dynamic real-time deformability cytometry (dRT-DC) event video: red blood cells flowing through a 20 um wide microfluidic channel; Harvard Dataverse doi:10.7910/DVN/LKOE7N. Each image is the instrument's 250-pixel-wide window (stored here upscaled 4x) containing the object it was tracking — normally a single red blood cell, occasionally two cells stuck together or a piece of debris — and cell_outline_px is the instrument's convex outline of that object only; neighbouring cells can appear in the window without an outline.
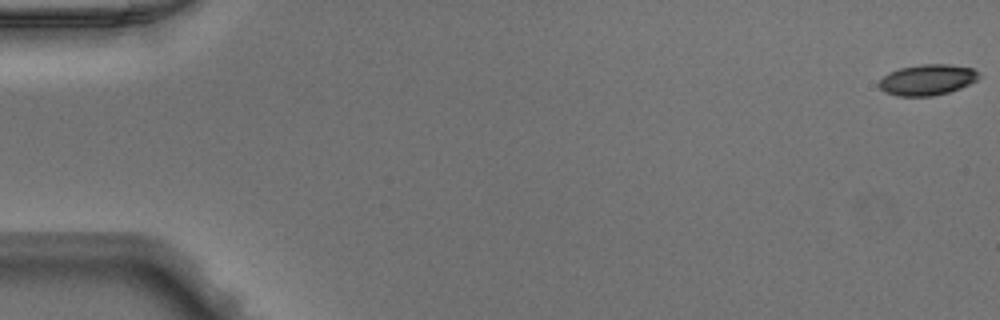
{"species": "Egyptian fruit bat (a non-hibernating species)", "species_latin": "Rousettus aegyptiacus", "temperature_condition": "warm", "stored_images_in_passage": 50, "camera_frame_rate_fps": 3000, "um_per_image_px": 0.085, "animal": {"sex": "male"}, "frame": {"image": 1, "passage_image": 1, "time_ms": 0.0, "image_size_px": [1000, 320], "cell_outline_px": [[980, 76], [976, 80], [960, 88], [948, 92], [932, 96], [896, 96], [884, 92], [880, 88], [880, 80], [888, 72], [900, 68], [920, 64], [948, 64], [972, 68], [980, 72]], "centroid_in_image_um": [78.82, 6.78], "position_along_channel_um": 6.2, "area_um2": 17.92}}
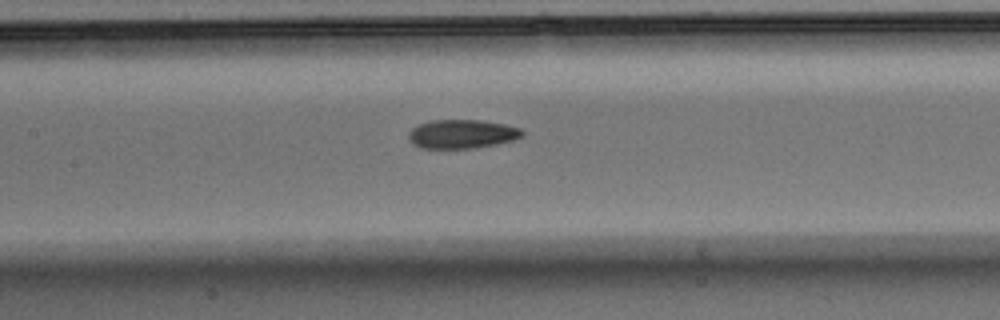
{"frame": {"image": 2, "passage_image": 24, "time_ms": 7.667, "image_size_px": [1000, 320], "cell_outline_px": [[524, 136], [512, 140], [496, 144], [476, 148], [420, 148], [412, 144], [408, 140], [408, 132], [416, 124], [432, 120], [480, 120], [504, 124], [520, 128], [524, 132]], "centroid_in_image_um": [39.23, 11.39], "position_along_channel_um": 168.2, "area_um2": 19.31}}
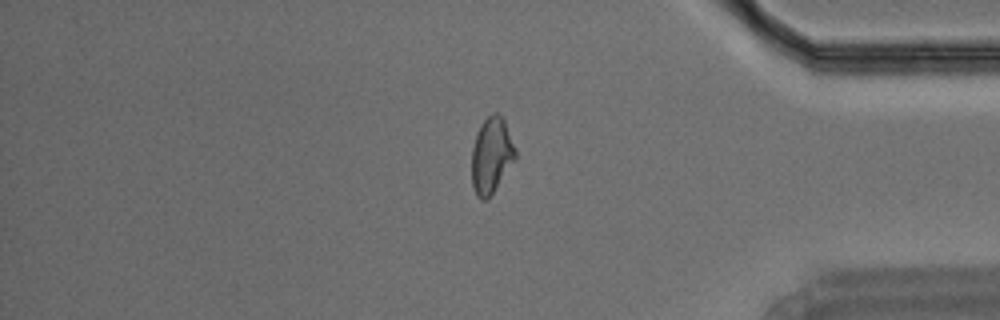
{"frame": {"image": 3, "passage_image": 42, "time_ms": 13.667, "image_size_px": [1000, 320], "cell_outline_px": [[516, 160], [488, 200], [480, 200], [476, 196], [472, 184], [472, 148], [476, 132], [480, 124], [492, 112], [496, 112], [504, 120], [516, 148]], "centroid_in_image_um": [41.77, 13.23], "position_along_channel_um": 393.4, "area_um2": 19.65}}